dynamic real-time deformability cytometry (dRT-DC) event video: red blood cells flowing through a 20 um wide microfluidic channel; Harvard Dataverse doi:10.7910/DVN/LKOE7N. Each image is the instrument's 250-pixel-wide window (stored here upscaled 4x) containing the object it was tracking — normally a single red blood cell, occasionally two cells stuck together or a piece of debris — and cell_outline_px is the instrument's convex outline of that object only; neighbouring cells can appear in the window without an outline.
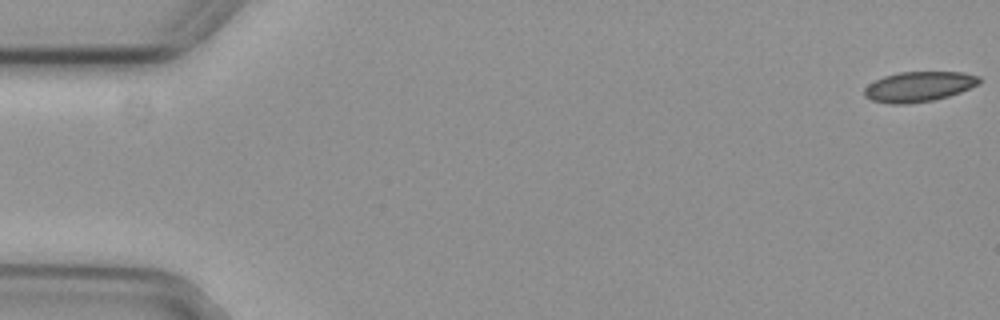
{"species": "common noctule bat (a hibernating species)", "species_latin": "Nyctalus noctula", "temperature_condition": "cold", "stored_images_in_passage": 5, "camera_frame_rate_fps": 3000, "um_per_image_px": 0.085, "animal": {"sex": "female", "body_mass_g": 29.2, "forearm_length_mm": 56.3}, "frame": {"image": 1, "passage_image": 1, "time_ms": 0.0, "image_size_px": [1000, 320], "cell_outline_px": [[980, 84], [960, 92], [948, 96], [932, 100], [908, 104], [892, 104], [872, 100], [864, 96], [864, 88], [868, 84], [884, 76], [900, 72], [964, 72], [980, 76]], "centroid_in_image_um": [78.11, 7.36], "position_along_channel_um": 6.9, "area_um2": 20.17}}
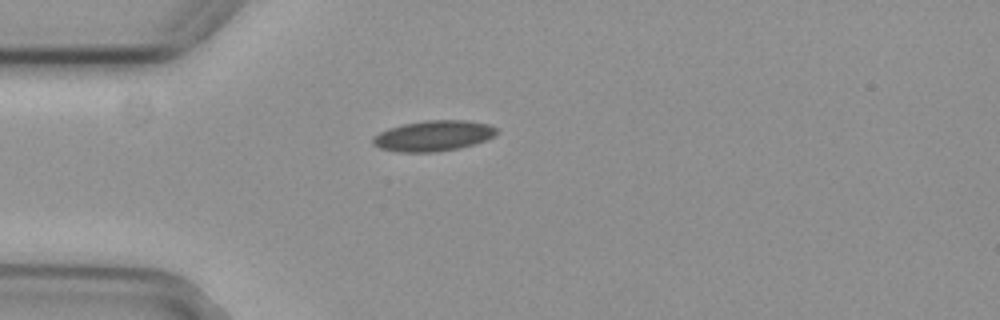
{"frame": {"image": 2, "passage_image": 5, "time_ms": 1.333, "image_size_px": [1000, 320], "cell_outline_px": [[496, 136], [476, 144], [460, 148], [432, 152], [400, 152], [380, 148], [372, 144], [372, 136], [388, 128], [404, 124], [424, 120], [468, 120], [488, 124], [496, 128]], "centroid_in_image_um": [36.84, 11.54], "position_along_channel_um": 48.2, "area_um2": 22.2}}